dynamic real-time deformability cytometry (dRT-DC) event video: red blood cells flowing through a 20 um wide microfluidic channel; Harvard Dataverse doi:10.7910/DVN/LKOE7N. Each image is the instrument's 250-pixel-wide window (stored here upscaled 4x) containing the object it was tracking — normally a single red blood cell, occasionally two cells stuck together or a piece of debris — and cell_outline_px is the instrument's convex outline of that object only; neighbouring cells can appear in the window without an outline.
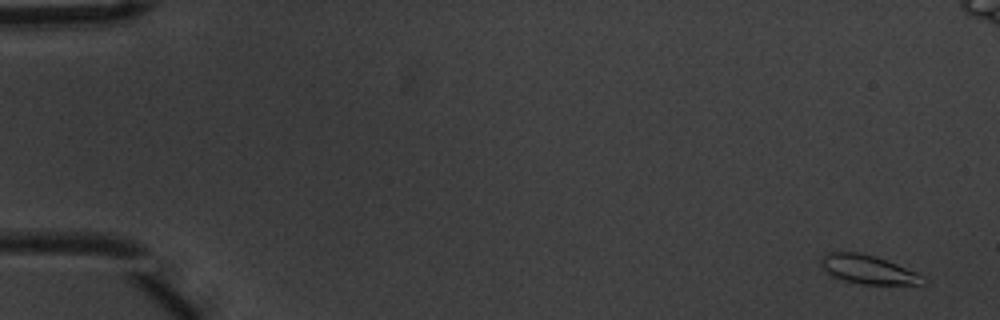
{"species": "common noctule bat (a hibernating species)", "species_latin": "Nyctalus noctula", "temperature_condition": "warm", "stored_images_in_passage": 7, "camera_frame_rate_fps": 3000, "um_per_image_px": 0.085, "animal": {"sex": "male", "body_mass_g": 20.1, "forearm_length_mm": 53.5}, "frame": {"image": 1, "passage_image": 1, "time_ms": 0.0, "image_size_px": [1000, 320], "cell_outline_px": [[928, 280], [924, 284], [860, 284], [844, 280], [832, 276], [820, 264], [820, 260], [828, 252], [856, 252], [876, 256], [916, 272], [924, 276]], "centroid_in_image_um": [73.81, 22.91], "position_along_channel_um": 11.2, "area_um2": 16.94}}
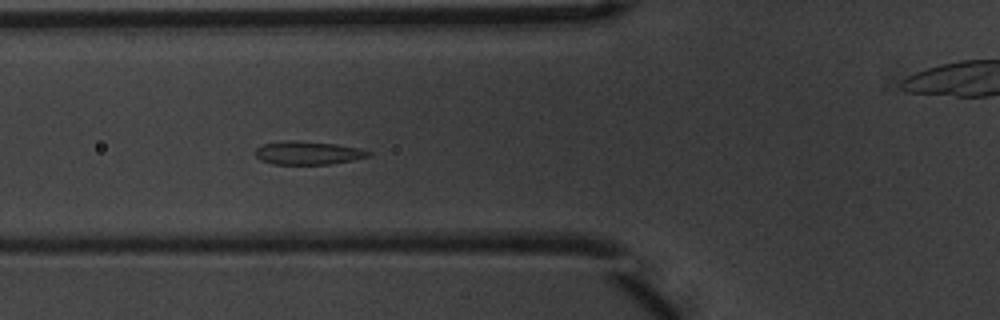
{"frame": {"image": 2, "passage_image": 6, "time_ms": 1.667, "image_size_px": [1000, 320], "cell_outline_px": [[372, 152], [368, 156], [352, 160], [328, 164], [272, 164], [260, 160], [256, 156], [256, 148], [264, 144], [288, 140], [292, 140], [336, 144], [360, 148]], "centroid_in_image_um": [26.16, 13.0], "position_along_channel_um": 99.6, "area_um2": 15.2}}